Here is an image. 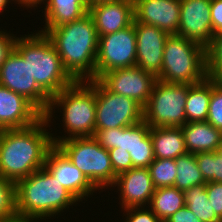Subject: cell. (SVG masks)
<instances>
[{
  "label": "cell",
  "instance_id": "obj_7",
  "mask_svg": "<svg viewBox=\"0 0 222 222\" xmlns=\"http://www.w3.org/2000/svg\"><path fill=\"white\" fill-rule=\"evenodd\" d=\"M56 146L97 189L112 187L117 175L113 171L109 152L94 137L66 139Z\"/></svg>",
  "mask_w": 222,
  "mask_h": 222
},
{
  "label": "cell",
  "instance_id": "obj_12",
  "mask_svg": "<svg viewBox=\"0 0 222 222\" xmlns=\"http://www.w3.org/2000/svg\"><path fill=\"white\" fill-rule=\"evenodd\" d=\"M109 91L130 97L143 107L147 104L157 78L138 66L116 69L98 79Z\"/></svg>",
  "mask_w": 222,
  "mask_h": 222
},
{
  "label": "cell",
  "instance_id": "obj_43",
  "mask_svg": "<svg viewBox=\"0 0 222 222\" xmlns=\"http://www.w3.org/2000/svg\"><path fill=\"white\" fill-rule=\"evenodd\" d=\"M111 1H119V0H89V4L91 6V5H94V4H97V3L111 2Z\"/></svg>",
  "mask_w": 222,
  "mask_h": 222
},
{
  "label": "cell",
  "instance_id": "obj_23",
  "mask_svg": "<svg viewBox=\"0 0 222 222\" xmlns=\"http://www.w3.org/2000/svg\"><path fill=\"white\" fill-rule=\"evenodd\" d=\"M155 159H176L187 154L181 127H150Z\"/></svg>",
  "mask_w": 222,
  "mask_h": 222
},
{
  "label": "cell",
  "instance_id": "obj_15",
  "mask_svg": "<svg viewBox=\"0 0 222 222\" xmlns=\"http://www.w3.org/2000/svg\"><path fill=\"white\" fill-rule=\"evenodd\" d=\"M44 168L81 202L93 195L95 190H99L55 145L46 155Z\"/></svg>",
  "mask_w": 222,
  "mask_h": 222
},
{
  "label": "cell",
  "instance_id": "obj_25",
  "mask_svg": "<svg viewBox=\"0 0 222 222\" xmlns=\"http://www.w3.org/2000/svg\"><path fill=\"white\" fill-rule=\"evenodd\" d=\"M185 206L184 191L176 187L157 188L147 206L162 222Z\"/></svg>",
  "mask_w": 222,
  "mask_h": 222
},
{
  "label": "cell",
  "instance_id": "obj_32",
  "mask_svg": "<svg viewBox=\"0 0 222 222\" xmlns=\"http://www.w3.org/2000/svg\"><path fill=\"white\" fill-rule=\"evenodd\" d=\"M222 66V32L214 34L206 47L207 75L212 76Z\"/></svg>",
  "mask_w": 222,
  "mask_h": 222
},
{
  "label": "cell",
  "instance_id": "obj_28",
  "mask_svg": "<svg viewBox=\"0 0 222 222\" xmlns=\"http://www.w3.org/2000/svg\"><path fill=\"white\" fill-rule=\"evenodd\" d=\"M148 169L155 189L174 186L177 176L175 159H154Z\"/></svg>",
  "mask_w": 222,
  "mask_h": 222
},
{
  "label": "cell",
  "instance_id": "obj_20",
  "mask_svg": "<svg viewBox=\"0 0 222 222\" xmlns=\"http://www.w3.org/2000/svg\"><path fill=\"white\" fill-rule=\"evenodd\" d=\"M94 138L106 150H117L132 153L137 145H152L150 126L143 120L127 127L95 130Z\"/></svg>",
  "mask_w": 222,
  "mask_h": 222
},
{
  "label": "cell",
  "instance_id": "obj_41",
  "mask_svg": "<svg viewBox=\"0 0 222 222\" xmlns=\"http://www.w3.org/2000/svg\"><path fill=\"white\" fill-rule=\"evenodd\" d=\"M214 82L222 87V66L211 76Z\"/></svg>",
  "mask_w": 222,
  "mask_h": 222
},
{
  "label": "cell",
  "instance_id": "obj_17",
  "mask_svg": "<svg viewBox=\"0 0 222 222\" xmlns=\"http://www.w3.org/2000/svg\"><path fill=\"white\" fill-rule=\"evenodd\" d=\"M119 189L122 209L146 207L151 201L155 187L148 168H131L119 174L112 187Z\"/></svg>",
  "mask_w": 222,
  "mask_h": 222
},
{
  "label": "cell",
  "instance_id": "obj_16",
  "mask_svg": "<svg viewBox=\"0 0 222 222\" xmlns=\"http://www.w3.org/2000/svg\"><path fill=\"white\" fill-rule=\"evenodd\" d=\"M42 117L29 100L0 85V132L29 127Z\"/></svg>",
  "mask_w": 222,
  "mask_h": 222
},
{
  "label": "cell",
  "instance_id": "obj_31",
  "mask_svg": "<svg viewBox=\"0 0 222 222\" xmlns=\"http://www.w3.org/2000/svg\"><path fill=\"white\" fill-rule=\"evenodd\" d=\"M207 122L222 131V87L218 86L212 78Z\"/></svg>",
  "mask_w": 222,
  "mask_h": 222
},
{
  "label": "cell",
  "instance_id": "obj_34",
  "mask_svg": "<svg viewBox=\"0 0 222 222\" xmlns=\"http://www.w3.org/2000/svg\"><path fill=\"white\" fill-rule=\"evenodd\" d=\"M109 156L114 173L119 174L132 168V160L128 151L117 150V148L109 149Z\"/></svg>",
  "mask_w": 222,
  "mask_h": 222
},
{
  "label": "cell",
  "instance_id": "obj_30",
  "mask_svg": "<svg viewBox=\"0 0 222 222\" xmlns=\"http://www.w3.org/2000/svg\"><path fill=\"white\" fill-rule=\"evenodd\" d=\"M0 217L8 221L18 219L15 182L0 176Z\"/></svg>",
  "mask_w": 222,
  "mask_h": 222
},
{
  "label": "cell",
  "instance_id": "obj_26",
  "mask_svg": "<svg viewBox=\"0 0 222 222\" xmlns=\"http://www.w3.org/2000/svg\"><path fill=\"white\" fill-rule=\"evenodd\" d=\"M185 206L202 222H222L212 210L208 200L206 183L195 185L184 191Z\"/></svg>",
  "mask_w": 222,
  "mask_h": 222
},
{
  "label": "cell",
  "instance_id": "obj_22",
  "mask_svg": "<svg viewBox=\"0 0 222 222\" xmlns=\"http://www.w3.org/2000/svg\"><path fill=\"white\" fill-rule=\"evenodd\" d=\"M46 2V3H45ZM45 26L54 28L84 17L90 8L89 0H45Z\"/></svg>",
  "mask_w": 222,
  "mask_h": 222
},
{
  "label": "cell",
  "instance_id": "obj_6",
  "mask_svg": "<svg viewBox=\"0 0 222 222\" xmlns=\"http://www.w3.org/2000/svg\"><path fill=\"white\" fill-rule=\"evenodd\" d=\"M206 48L178 34H169L163 52L161 74L166 83L193 85L207 77Z\"/></svg>",
  "mask_w": 222,
  "mask_h": 222
},
{
  "label": "cell",
  "instance_id": "obj_29",
  "mask_svg": "<svg viewBox=\"0 0 222 222\" xmlns=\"http://www.w3.org/2000/svg\"><path fill=\"white\" fill-rule=\"evenodd\" d=\"M198 168L205 182L222 183V158L216 153L199 152L195 154Z\"/></svg>",
  "mask_w": 222,
  "mask_h": 222
},
{
  "label": "cell",
  "instance_id": "obj_42",
  "mask_svg": "<svg viewBox=\"0 0 222 222\" xmlns=\"http://www.w3.org/2000/svg\"><path fill=\"white\" fill-rule=\"evenodd\" d=\"M10 1H14L15 3L17 2L19 5L21 4L20 0H0V13L4 12L7 4L11 3Z\"/></svg>",
  "mask_w": 222,
  "mask_h": 222
},
{
  "label": "cell",
  "instance_id": "obj_10",
  "mask_svg": "<svg viewBox=\"0 0 222 222\" xmlns=\"http://www.w3.org/2000/svg\"><path fill=\"white\" fill-rule=\"evenodd\" d=\"M136 31L131 26L99 37L96 79L116 69L136 66Z\"/></svg>",
  "mask_w": 222,
  "mask_h": 222
},
{
  "label": "cell",
  "instance_id": "obj_33",
  "mask_svg": "<svg viewBox=\"0 0 222 222\" xmlns=\"http://www.w3.org/2000/svg\"><path fill=\"white\" fill-rule=\"evenodd\" d=\"M130 156L132 168H148L155 159L152 145H137Z\"/></svg>",
  "mask_w": 222,
  "mask_h": 222
},
{
  "label": "cell",
  "instance_id": "obj_2",
  "mask_svg": "<svg viewBox=\"0 0 222 222\" xmlns=\"http://www.w3.org/2000/svg\"><path fill=\"white\" fill-rule=\"evenodd\" d=\"M39 32L50 39L64 69L75 81L96 79L99 37L89 13L79 20Z\"/></svg>",
  "mask_w": 222,
  "mask_h": 222
},
{
  "label": "cell",
  "instance_id": "obj_24",
  "mask_svg": "<svg viewBox=\"0 0 222 222\" xmlns=\"http://www.w3.org/2000/svg\"><path fill=\"white\" fill-rule=\"evenodd\" d=\"M211 98V77L189 85L185 105L186 122L207 121L209 102Z\"/></svg>",
  "mask_w": 222,
  "mask_h": 222
},
{
  "label": "cell",
  "instance_id": "obj_38",
  "mask_svg": "<svg viewBox=\"0 0 222 222\" xmlns=\"http://www.w3.org/2000/svg\"><path fill=\"white\" fill-rule=\"evenodd\" d=\"M211 23L214 34L222 32V0H211Z\"/></svg>",
  "mask_w": 222,
  "mask_h": 222
},
{
  "label": "cell",
  "instance_id": "obj_11",
  "mask_svg": "<svg viewBox=\"0 0 222 222\" xmlns=\"http://www.w3.org/2000/svg\"><path fill=\"white\" fill-rule=\"evenodd\" d=\"M0 85L29 100L42 114L50 104V97L38 86L30 73L28 62L13 50L0 67Z\"/></svg>",
  "mask_w": 222,
  "mask_h": 222
},
{
  "label": "cell",
  "instance_id": "obj_8",
  "mask_svg": "<svg viewBox=\"0 0 222 222\" xmlns=\"http://www.w3.org/2000/svg\"><path fill=\"white\" fill-rule=\"evenodd\" d=\"M189 84L156 80L143 109V120L150 127H181L186 123L185 105Z\"/></svg>",
  "mask_w": 222,
  "mask_h": 222
},
{
  "label": "cell",
  "instance_id": "obj_36",
  "mask_svg": "<svg viewBox=\"0 0 222 222\" xmlns=\"http://www.w3.org/2000/svg\"><path fill=\"white\" fill-rule=\"evenodd\" d=\"M206 191L208 194V200L212 206V210L222 221V183L207 182Z\"/></svg>",
  "mask_w": 222,
  "mask_h": 222
},
{
  "label": "cell",
  "instance_id": "obj_5",
  "mask_svg": "<svg viewBox=\"0 0 222 222\" xmlns=\"http://www.w3.org/2000/svg\"><path fill=\"white\" fill-rule=\"evenodd\" d=\"M14 50L28 62L38 86L51 98L75 80L64 69L61 58L45 33L17 37Z\"/></svg>",
  "mask_w": 222,
  "mask_h": 222
},
{
  "label": "cell",
  "instance_id": "obj_3",
  "mask_svg": "<svg viewBox=\"0 0 222 222\" xmlns=\"http://www.w3.org/2000/svg\"><path fill=\"white\" fill-rule=\"evenodd\" d=\"M16 208L19 219L45 220L80 202L43 167L18 180ZM40 218V219H39Z\"/></svg>",
  "mask_w": 222,
  "mask_h": 222
},
{
  "label": "cell",
  "instance_id": "obj_35",
  "mask_svg": "<svg viewBox=\"0 0 222 222\" xmlns=\"http://www.w3.org/2000/svg\"><path fill=\"white\" fill-rule=\"evenodd\" d=\"M146 208V209H145ZM148 207H130L123 209L127 215L124 222H162Z\"/></svg>",
  "mask_w": 222,
  "mask_h": 222
},
{
  "label": "cell",
  "instance_id": "obj_39",
  "mask_svg": "<svg viewBox=\"0 0 222 222\" xmlns=\"http://www.w3.org/2000/svg\"><path fill=\"white\" fill-rule=\"evenodd\" d=\"M165 222H202L200 221L191 210L184 206L171 215Z\"/></svg>",
  "mask_w": 222,
  "mask_h": 222
},
{
  "label": "cell",
  "instance_id": "obj_14",
  "mask_svg": "<svg viewBox=\"0 0 222 222\" xmlns=\"http://www.w3.org/2000/svg\"><path fill=\"white\" fill-rule=\"evenodd\" d=\"M136 31V66L158 78L161 74L163 52L169 33L153 25L133 21Z\"/></svg>",
  "mask_w": 222,
  "mask_h": 222
},
{
  "label": "cell",
  "instance_id": "obj_19",
  "mask_svg": "<svg viewBox=\"0 0 222 222\" xmlns=\"http://www.w3.org/2000/svg\"><path fill=\"white\" fill-rule=\"evenodd\" d=\"M98 37L123 30L133 24L134 0H119L91 5L88 10Z\"/></svg>",
  "mask_w": 222,
  "mask_h": 222
},
{
  "label": "cell",
  "instance_id": "obj_45",
  "mask_svg": "<svg viewBox=\"0 0 222 222\" xmlns=\"http://www.w3.org/2000/svg\"><path fill=\"white\" fill-rule=\"evenodd\" d=\"M216 153L222 158V139L219 146L217 147Z\"/></svg>",
  "mask_w": 222,
  "mask_h": 222
},
{
  "label": "cell",
  "instance_id": "obj_40",
  "mask_svg": "<svg viewBox=\"0 0 222 222\" xmlns=\"http://www.w3.org/2000/svg\"><path fill=\"white\" fill-rule=\"evenodd\" d=\"M45 0H20L21 2V6H25V7H28V8H31L34 7H38L37 5H41V3L43 2L44 3Z\"/></svg>",
  "mask_w": 222,
  "mask_h": 222
},
{
  "label": "cell",
  "instance_id": "obj_4",
  "mask_svg": "<svg viewBox=\"0 0 222 222\" xmlns=\"http://www.w3.org/2000/svg\"><path fill=\"white\" fill-rule=\"evenodd\" d=\"M95 96V79H92L74 81L70 86L65 87L50 98L49 107L43 117L49 123L54 117L52 116L54 108L60 109L61 113L63 111V130L66 129L65 133L68 134V137L64 135L55 137L51 133L53 145L56 146L60 141L71 138L94 137L96 122Z\"/></svg>",
  "mask_w": 222,
  "mask_h": 222
},
{
  "label": "cell",
  "instance_id": "obj_1",
  "mask_svg": "<svg viewBox=\"0 0 222 222\" xmlns=\"http://www.w3.org/2000/svg\"><path fill=\"white\" fill-rule=\"evenodd\" d=\"M49 124L42 117L29 127L0 132L1 177L16 183L44 167L46 155L54 146L46 129Z\"/></svg>",
  "mask_w": 222,
  "mask_h": 222
},
{
  "label": "cell",
  "instance_id": "obj_9",
  "mask_svg": "<svg viewBox=\"0 0 222 222\" xmlns=\"http://www.w3.org/2000/svg\"><path fill=\"white\" fill-rule=\"evenodd\" d=\"M95 130L127 127L143 121L144 107L136 100L109 91L95 79Z\"/></svg>",
  "mask_w": 222,
  "mask_h": 222
},
{
  "label": "cell",
  "instance_id": "obj_18",
  "mask_svg": "<svg viewBox=\"0 0 222 222\" xmlns=\"http://www.w3.org/2000/svg\"><path fill=\"white\" fill-rule=\"evenodd\" d=\"M134 15L137 22L156 26L169 34H177L180 0H134Z\"/></svg>",
  "mask_w": 222,
  "mask_h": 222
},
{
  "label": "cell",
  "instance_id": "obj_21",
  "mask_svg": "<svg viewBox=\"0 0 222 222\" xmlns=\"http://www.w3.org/2000/svg\"><path fill=\"white\" fill-rule=\"evenodd\" d=\"M188 153L216 151L222 139V131L207 121L186 122L181 126Z\"/></svg>",
  "mask_w": 222,
  "mask_h": 222
},
{
  "label": "cell",
  "instance_id": "obj_46",
  "mask_svg": "<svg viewBox=\"0 0 222 222\" xmlns=\"http://www.w3.org/2000/svg\"><path fill=\"white\" fill-rule=\"evenodd\" d=\"M0 222H10V221L0 217Z\"/></svg>",
  "mask_w": 222,
  "mask_h": 222
},
{
  "label": "cell",
  "instance_id": "obj_13",
  "mask_svg": "<svg viewBox=\"0 0 222 222\" xmlns=\"http://www.w3.org/2000/svg\"><path fill=\"white\" fill-rule=\"evenodd\" d=\"M210 5L211 0H180L177 34L206 48L214 36Z\"/></svg>",
  "mask_w": 222,
  "mask_h": 222
},
{
  "label": "cell",
  "instance_id": "obj_27",
  "mask_svg": "<svg viewBox=\"0 0 222 222\" xmlns=\"http://www.w3.org/2000/svg\"><path fill=\"white\" fill-rule=\"evenodd\" d=\"M177 167L174 187L185 191L195 185L206 183L196 162L195 154L187 153L175 159Z\"/></svg>",
  "mask_w": 222,
  "mask_h": 222
},
{
  "label": "cell",
  "instance_id": "obj_37",
  "mask_svg": "<svg viewBox=\"0 0 222 222\" xmlns=\"http://www.w3.org/2000/svg\"><path fill=\"white\" fill-rule=\"evenodd\" d=\"M4 31L0 30V67L14 50L17 38V36H14V34L9 35L6 30Z\"/></svg>",
  "mask_w": 222,
  "mask_h": 222
},
{
  "label": "cell",
  "instance_id": "obj_44",
  "mask_svg": "<svg viewBox=\"0 0 222 222\" xmlns=\"http://www.w3.org/2000/svg\"><path fill=\"white\" fill-rule=\"evenodd\" d=\"M37 220H32V219H15L13 221L10 222H36Z\"/></svg>",
  "mask_w": 222,
  "mask_h": 222
}]
</instances>
